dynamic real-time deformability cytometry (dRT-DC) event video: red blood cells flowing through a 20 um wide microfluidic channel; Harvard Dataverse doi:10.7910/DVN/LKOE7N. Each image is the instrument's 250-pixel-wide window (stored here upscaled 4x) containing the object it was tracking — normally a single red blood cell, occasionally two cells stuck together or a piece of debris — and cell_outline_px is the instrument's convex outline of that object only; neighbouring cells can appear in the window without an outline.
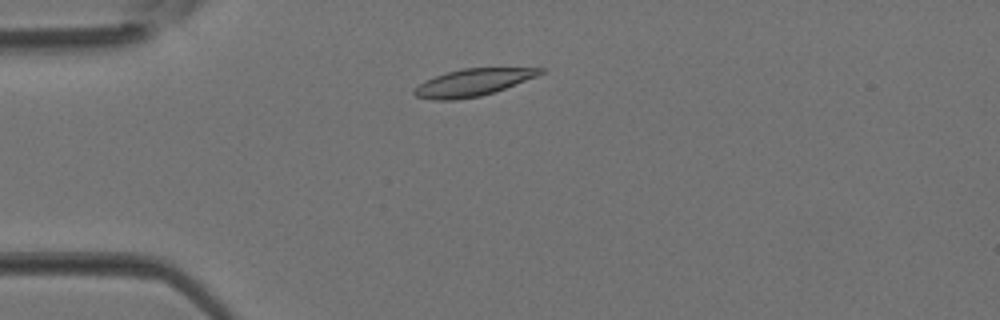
{"species": "Egyptian fruit bat (a non-hibernating species)", "species_latin": "Rousettus aegyptiacus", "temperature_condition": "room temperature", "stored_images_in_passage": 2, "camera_frame_rate_fps": 3000, "um_per_image_px": 0.085, "animal": {"sex": "female"}, "frame": {"image": 1, "passage_image": 2, "time_ms": 0.333, "image_size_px": [1000, 320], "cell_outline_px": [[548, 68], [544, 72], [536, 76], [504, 88], [480, 96], [456, 100], [432, 100], [416, 96], [412, 92], [420, 84], [436, 76], [448, 72], [464, 68]], "centroid_in_image_um": [40.19, 7.01], "position_along_channel_um": 44.8, "area_um2": 19.48}}